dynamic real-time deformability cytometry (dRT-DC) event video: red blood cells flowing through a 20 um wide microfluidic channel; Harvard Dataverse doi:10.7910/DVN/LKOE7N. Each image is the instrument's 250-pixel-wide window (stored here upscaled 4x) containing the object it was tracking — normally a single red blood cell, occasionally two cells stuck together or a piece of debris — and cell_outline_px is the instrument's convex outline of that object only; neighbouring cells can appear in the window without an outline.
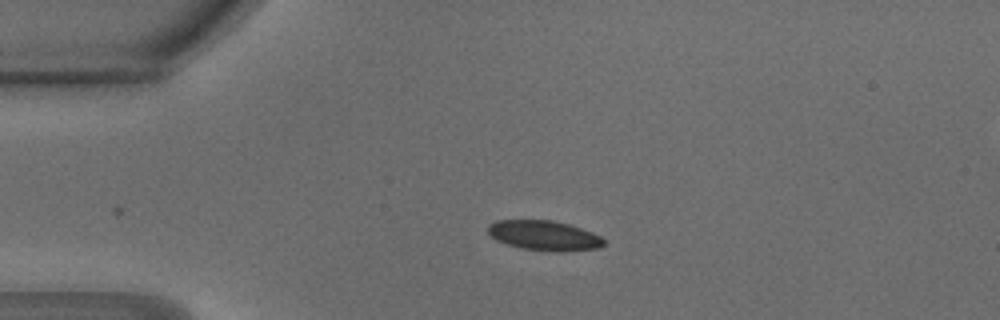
{"species": "common noctule bat (a hibernating species)", "species_latin": "Nyctalus noctula", "temperature_condition": "warm", "stored_images_in_passage": 34, "camera_frame_rate_fps": 3000, "um_per_image_px": 0.085, "animal": {"sex": "male", "body_mass_g": 18.8}, "frame": {"image": 1, "passage_image": 1, "time_ms": 0.0, "image_size_px": [1000, 320], "cell_outline_px": [[604, 244], [600, 248], [560, 252], [556, 252], [524, 248], [508, 244], [496, 240], [488, 232], [488, 224], [496, 220], [552, 220], [568, 224], [592, 232], [600, 236], [604, 240]], "centroid_in_image_um": [46.26, 20.01], "position_along_channel_um": 38.7, "area_um2": 20.06}}
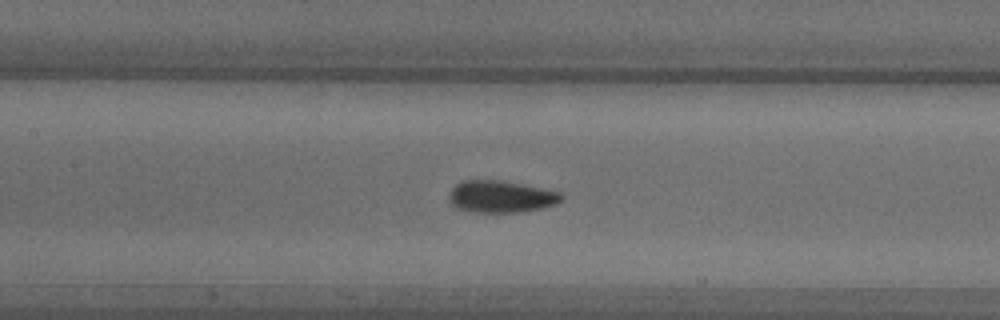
{"frame": {"image": 2, "passage_image": 12, "time_ms": 3.667, "image_size_px": [1000, 320], "cell_outline_px": [[564, 200], [556, 204], [540, 208], [516, 212], [472, 212], [456, 208], [452, 204], [448, 196], [452, 188], [456, 184], [464, 180], [500, 180], [560, 192], [564, 196]], "centroid_in_image_um": [42.57, 16.71], "position_along_channel_um": 164.8, "area_um2": 20.81}}
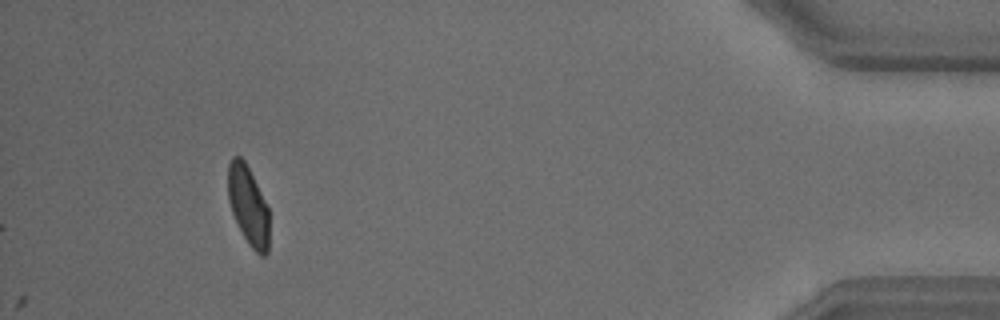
{"frame": {"image": 3, "passage_image": 34, "time_ms": 11.0, "image_size_px": [1000, 320], "cell_outline_px": [[268, 252], [264, 256], [260, 256], [248, 244], [232, 212], [228, 200], [228, 164], [232, 156], [240, 156], [244, 160], [268, 208]], "centroid_in_image_um": [21.08, 17.47], "position_along_channel_um": 414.1, "area_um2": 18.61}, "authors_computed_cell_mechanics": {"area_um2": 20.6924, "velocity_mm_per_s": 4.2508, "shape_relaxation_time_tau1_ms": 2.8494, "shape_relaxation_time_tau2_ms": null, "deformation_change_tau1": 0.1259, "deformation_change_tau2": null}}